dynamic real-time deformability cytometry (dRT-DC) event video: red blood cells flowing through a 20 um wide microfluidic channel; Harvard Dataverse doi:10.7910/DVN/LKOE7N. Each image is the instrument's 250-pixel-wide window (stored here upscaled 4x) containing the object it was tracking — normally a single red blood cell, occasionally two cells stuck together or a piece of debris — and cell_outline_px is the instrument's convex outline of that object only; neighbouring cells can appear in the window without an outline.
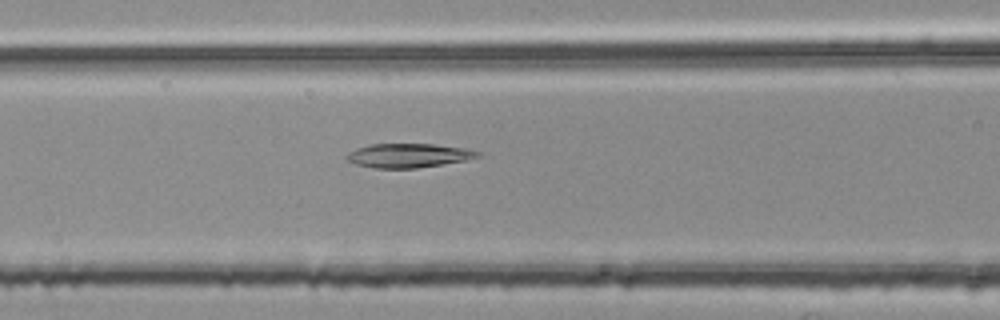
{"species": "common noctule bat (a hibernating species)", "species_latin": "Nyctalus noctula", "temperature_condition": "room temperature", "stored_images_in_passage": 6, "camera_frame_rate_fps": 3000, "um_per_image_px": 0.085, "animal": {"sex": "female", "body_mass_g": 25.1}, "frame": {"image": 1, "passage_image": 6, "time_ms": 1.667, "image_size_px": [1000, 320], "cell_outline_px": [[480, 156], [464, 160], [416, 168], [372, 168], [356, 164], [348, 160], [344, 156], [348, 152], [356, 148], [368, 144], [432, 144], [460, 148], [480, 152]], "centroid_in_image_um": [34.62, 13.22], "position_along_channel_um": 132.0, "area_um2": 18.09}}